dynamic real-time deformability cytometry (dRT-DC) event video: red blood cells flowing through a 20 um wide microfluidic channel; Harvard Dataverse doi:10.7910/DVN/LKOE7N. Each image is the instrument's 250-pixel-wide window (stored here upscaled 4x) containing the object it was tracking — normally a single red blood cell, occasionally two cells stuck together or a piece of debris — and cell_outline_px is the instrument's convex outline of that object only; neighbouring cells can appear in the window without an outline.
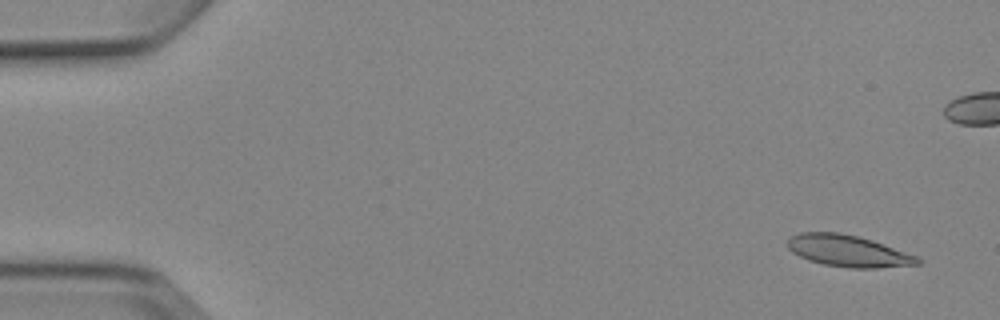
{"species": "Egyptian fruit bat (a non-hibernating species)", "species_latin": "Rousettus aegyptiacus", "temperature_condition": "cold", "stored_images_in_passage": 5, "camera_frame_rate_fps": 3000, "um_per_image_px": 0.085, "animal": {"sex": "female"}, "frame": {"image": 1, "passage_image": 1, "time_ms": 0.0, "image_size_px": [1000, 320], "cell_outline_px": [[920, 264], [876, 268], [848, 268], [824, 264], [808, 260], [792, 252], [788, 248], [788, 236], [800, 232], [840, 232], [872, 240], [916, 256], [920, 260]], "centroid_in_image_um": [72.04, 21.32], "position_along_channel_um": 13.0, "area_um2": 23.81}}
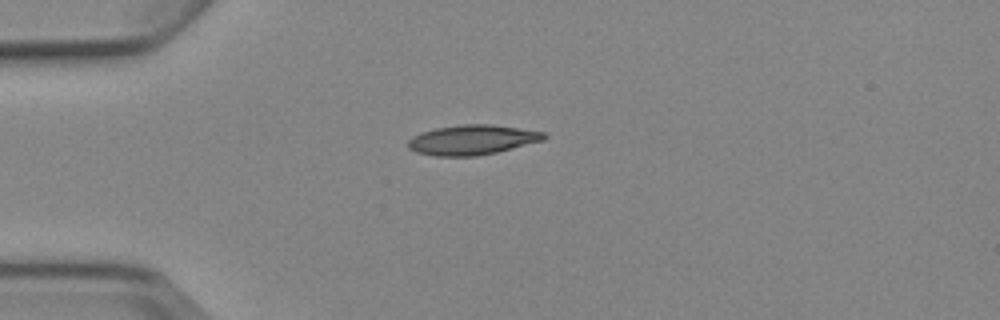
{"frame": {"image": 2, "passage_image": 5, "time_ms": 5.667, "image_size_px": [1000, 320], "cell_outline_px": [[548, 136], [544, 140], [496, 152], [476, 156], [436, 156], [416, 152], [408, 148], [408, 140], [412, 136], [420, 132], [436, 128], [460, 124], [492, 124], [544, 132]], "centroid_in_image_um": [40.11, 11.88], "position_along_channel_um": 44.9, "area_um2": 23.64}}